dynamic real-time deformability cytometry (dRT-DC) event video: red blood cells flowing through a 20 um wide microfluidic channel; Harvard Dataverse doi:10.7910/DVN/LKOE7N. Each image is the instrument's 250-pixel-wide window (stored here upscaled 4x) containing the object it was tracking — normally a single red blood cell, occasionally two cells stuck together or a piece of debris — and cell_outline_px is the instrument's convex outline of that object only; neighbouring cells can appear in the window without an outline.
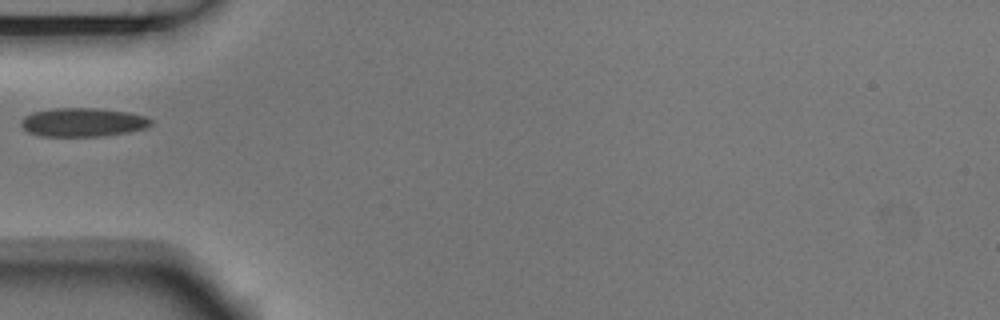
{"species": "Egyptian fruit bat (a non-hibernating species)", "species_latin": "Rousettus aegyptiacus", "temperature_condition": "room temperature", "stored_images_in_passage": 38, "camera_frame_rate_fps": 3000, "um_per_image_px": 0.085, "animal": {"sex": "male"}, "frame": {"image": 1, "passage_image": 1, "time_ms": 0.0, "image_size_px": [1000, 320], "cell_outline_px": [[152, 124], [144, 128], [128, 132], [104, 136], [40, 136], [28, 132], [20, 124], [20, 120], [24, 116], [32, 112], [52, 108], [96, 108], [128, 112], [148, 116], [152, 120]], "centroid_in_image_um": [7.03, 10.39], "position_along_channel_um": 78.0, "area_um2": 21.91}}
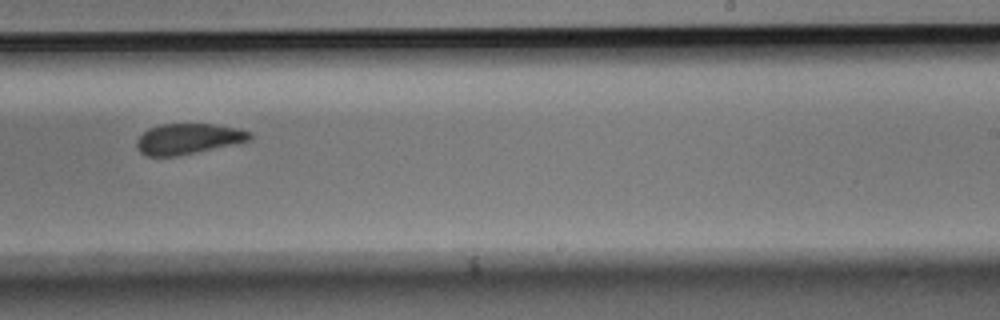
{"frame": {"image": 2, "passage_image": 17, "time_ms": 5.333, "image_size_px": [1000, 320], "cell_outline_px": [[252, 140], [196, 152], [176, 156], [148, 156], [140, 152], [136, 144], [136, 140], [148, 128], [160, 124], [212, 124], [236, 128], [252, 132]], "centroid_in_image_um": [15.99, 11.79], "position_along_channel_um": 273.0, "area_um2": 20.06}}
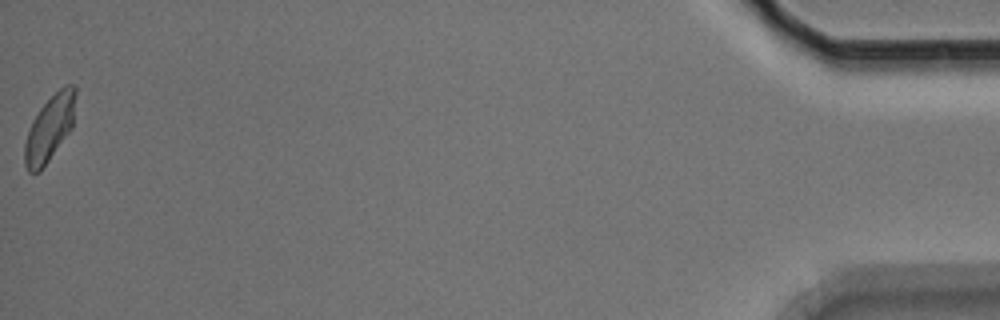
{"frame": {"image": 3, "passage_image": 38, "time_ms": 12.333, "image_size_px": [1000, 320], "cell_outline_px": [[76, 96], [72, 128], [40, 172], [28, 172], [24, 164], [24, 144], [32, 120], [40, 108], [60, 88], [68, 84], [76, 84]], "centroid_in_image_um": [4.22, 10.9], "position_along_channel_um": 431.0, "area_um2": 19.48}}